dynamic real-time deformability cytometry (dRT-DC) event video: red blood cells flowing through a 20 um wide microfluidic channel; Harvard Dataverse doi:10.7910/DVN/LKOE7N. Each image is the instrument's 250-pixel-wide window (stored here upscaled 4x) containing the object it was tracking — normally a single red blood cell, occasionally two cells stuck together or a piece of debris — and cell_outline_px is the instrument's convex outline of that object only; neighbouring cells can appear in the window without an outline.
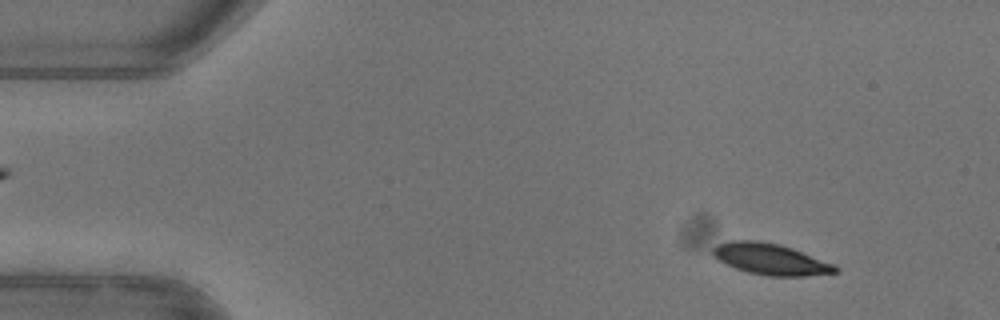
{"species": "common noctule bat (a hibernating species)", "species_latin": "Nyctalus noctula", "temperature_condition": "warm", "stored_images_in_passage": 15, "camera_frame_rate_fps": 3000, "um_per_image_px": 0.085, "animal": {"sex": "female"}, "frame": {"image": 1, "passage_image": 5, "time_ms": 1.333, "image_size_px": [1000, 320], "cell_outline_px": [[840, 272], [804, 276], [768, 276], [748, 272], [736, 268], [712, 256], [712, 248], [728, 240], [760, 240], [780, 244], [792, 248], [836, 264], [840, 268]], "centroid_in_image_um": [65.55, 22.02], "position_along_channel_um": 19.5, "area_um2": 22.43}}
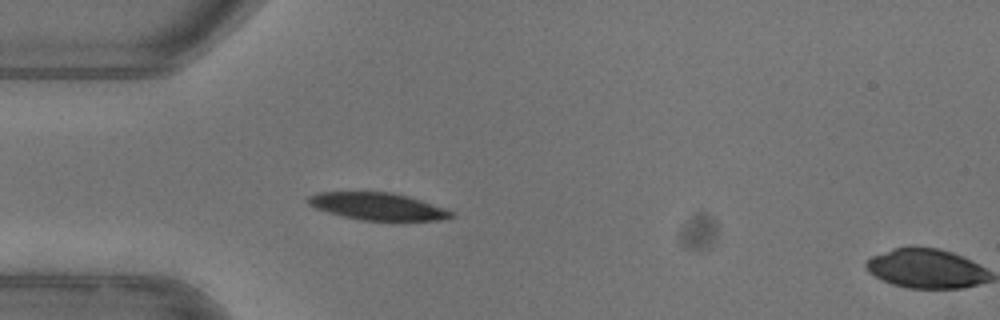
{"frame": {"image": 2, "passage_image": 14, "time_ms": 4.333, "image_size_px": [1000, 320], "cell_outline_px": [[456, 216], [440, 220], [360, 220], [328, 212], [316, 208], [308, 204], [308, 196], [316, 192], [392, 192], [408, 196], [444, 208], [452, 212]], "centroid_in_image_um": [32.09, 17.53], "position_along_channel_um": 52.9, "area_um2": 22.48}}